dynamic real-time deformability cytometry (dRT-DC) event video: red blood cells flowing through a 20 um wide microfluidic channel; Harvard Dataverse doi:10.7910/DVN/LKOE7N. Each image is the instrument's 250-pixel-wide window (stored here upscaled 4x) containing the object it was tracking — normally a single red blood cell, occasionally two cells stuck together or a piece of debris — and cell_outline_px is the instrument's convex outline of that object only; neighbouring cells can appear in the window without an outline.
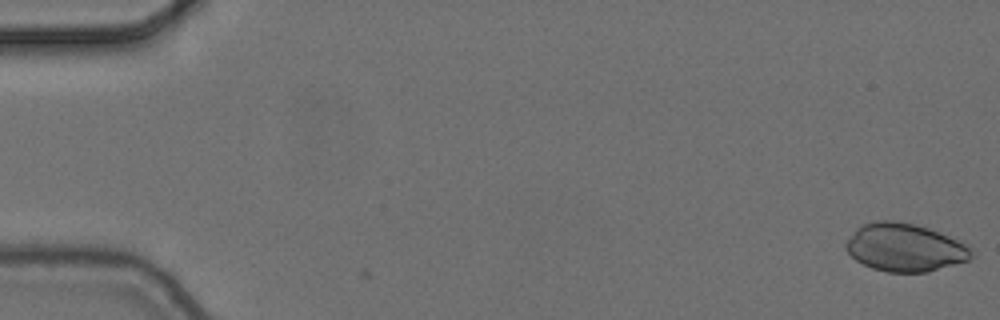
{"species": "common noctule bat (a hibernating species)", "species_latin": "Nyctalus noctula", "temperature_condition": "cold", "stored_images_in_passage": 6, "camera_frame_rate_fps": 3000, "um_per_image_px": 0.085, "animal": {"sex": "female", "body_mass_g": 24.6, "forearm_length_mm": 56.2}, "frame": {"image": 1, "passage_image": 1, "time_ms": 0.0, "image_size_px": [1000, 320], "cell_outline_px": [[972, 256], [968, 260], [928, 272], [888, 272], [872, 268], [856, 260], [844, 248], [844, 244], [856, 228], [864, 224], [876, 220], [892, 220], [916, 224], [928, 228], [948, 236], [964, 244], [972, 252]], "centroid_in_image_um": [76.86, 21.03], "position_along_channel_um": 8.1, "area_um2": 34.8}}